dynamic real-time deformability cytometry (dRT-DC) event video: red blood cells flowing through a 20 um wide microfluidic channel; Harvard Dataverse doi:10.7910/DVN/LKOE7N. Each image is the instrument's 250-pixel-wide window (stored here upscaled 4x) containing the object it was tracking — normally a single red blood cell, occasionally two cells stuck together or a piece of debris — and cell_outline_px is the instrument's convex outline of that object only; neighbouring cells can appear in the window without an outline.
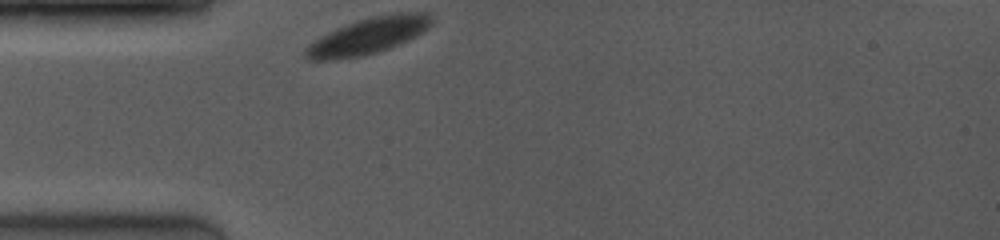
{"species": "common noctule bat (a hibernating species)", "species_latin": "Nyctalus noctula", "temperature_condition": "room temperature", "stored_images_in_passage": 42, "camera_frame_rate_fps": 4000, "um_per_image_px": 0.085, "animal": {"sex": "female", "body_mass_g": 19.0, "forearm_length_mm": 53.3}, "frame": {"image": 1, "passage_image": 1, "time_ms": 0.0, "image_size_px": [1000, 240], "cell_outline_px": [[432, 20], [420, 32], [396, 44], [376, 52], [360, 56], [324, 60], [312, 60], [304, 52], [316, 40], [356, 20], [376, 16], [412, 12], [424, 12]], "centroid_in_image_um": [31.27, 3.05], "position_along_channel_um": 53.7, "area_um2": 24.68}}
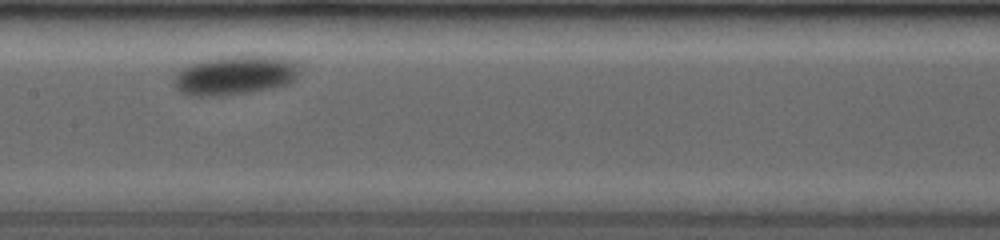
{"frame": {"image": 2, "passage_image": 17, "time_ms": 4.0, "image_size_px": [1000, 240], "cell_outline_px": [[292, 80], [284, 84], [268, 88], [224, 96], [188, 96], [180, 92], [176, 88], [176, 76], [184, 68], [192, 64], [204, 60], [220, 56], [280, 56], [288, 60], [292, 64]], "centroid_in_image_um": [19.84, 6.41], "position_along_channel_um": 187.6, "area_um2": 27.46}}
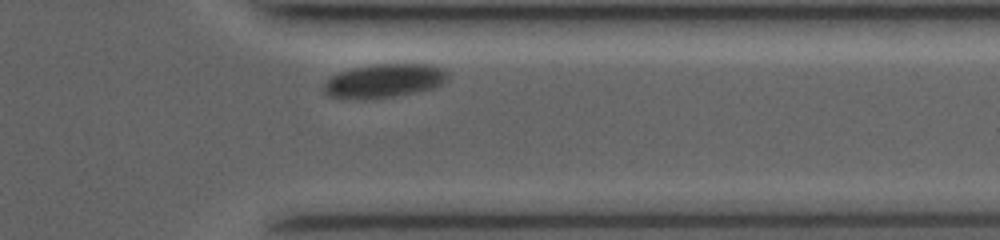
{"frame": {"image": 3, "passage_image": 38, "time_ms": 9.25, "image_size_px": [1000, 240], "cell_outline_px": [[448, 76], [440, 84], [432, 88], [416, 92], [392, 96], [328, 96], [324, 92], [324, 84], [332, 76], [340, 72], [372, 64], [428, 64], [440, 68]], "centroid_in_image_um": [32.68, 6.82], "position_along_channel_um": 378.7, "area_um2": 23.0}, "authors_computed_cell_mechanics": {"area_um2": 24.9696, "velocity_mm_per_s": 3.5792, "shape_relaxation_time_tau1_ms": 5.3956, "shape_relaxation_time_tau2_ms": null, "deformation_change_tau1": 0.1205, "deformation_change_tau2": null}}